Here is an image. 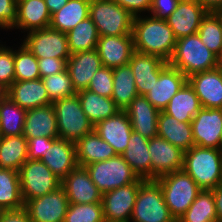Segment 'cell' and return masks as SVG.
Wrapping results in <instances>:
<instances>
[{
  "mask_svg": "<svg viewBox=\"0 0 222 222\" xmlns=\"http://www.w3.org/2000/svg\"><path fill=\"white\" fill-rule=\"evenodd\" d=\"M203 190L222 184V149L194 145L184 152L183 168Z\"/></svg>",
  "mask_w": 222,
  "mask_h": 222,
  "instance_id": "cell-2",
  "label": "cell"
},
{
  "mask_svg": "<svg viewBox=\"0 0 222 222\" xmlns=\"http://www.w3.org/2000/svg\"><path fill=\"white\" fill-rule=\"evenodd\" d=\"M3 211H4V210L0 207V216H1V214H2Z\"/></svg>",
  "mask_w": 222,
  "mask_h": 222,
  "instance_id": "cell-58",
  "label": "cell"
},
{
  "mask_svg": "<svg viewBox=\"0 0 222 222\" xmlns=\"http://www.w3.org/2000/svg\"><path fill=\"white\" fill-rule=\"evenodd\" d=\"M14 70L15 81L40 79L38 59L23 43L14 51Z\"/></svg>",
  "mask_w": 222,
  "mask_h": 222,
  "instance_id": "cell-41",
  "label": "cell"
},
{
  "mask_svg": "<svg viewBox=\"0 0 222 222\" xmlns=\"http://www.w3.org/2000/svg\"><path fill=\"white\" fill-rule=\"evenodd\" d=\"M149 139L132 131L126 150L121 154L137 176L151 180V158L149 155Z\"/></svg>",
  "mask_w": 222,
  "mask_h": 222,
  "instance_id": "cell-29",
  "label": "cell"
},
{
  "mask_svg": "<svg viewBox=\"0 0 222 222\" xmlns=\"http://www.w3.org/2000/svg\"><path fill=\"white\" fill-rule=\"evenodd\" d=\"M14 81V50L0 45V85L8 89Z\"/></svg>",
  "mask_w": 222,
  "mask_h": 222,
  "instance_id": "cell-45",
  "label": "cell"
},
{
  "mask_svg": "<svg viewBox=\"0 0 222 222\" xmlns=\"http://www.w3.org/2000/svg\"><path fill=\"white\" fill-rule=\"evenodd\" d=\"M8 96V89L0 85V103Z\"/></svg>",
  "mask_w": 222,
  "mask_h": 222,
  "instance_id": "cell-55",
  "label": "cell"
},
{
  "mask_svg": "<svg viewBox=\"0 0 222 222\" xmlns=\"http://www.w3.org/2000/svg\"><path fill=\"white\" fill-rule=\"evenodd\" d=\"M138 95L132 68L129 63L113 68V94L111 99L121 109L125 108Z\"/></svg>",
  "mask_w": 222,
  "mask_h": 222,
  "instance_id": "cell-35",
  "label": "cell"
},
{
  "mask_svg": "<svg viewBox=\"0 0 222 222\" xmlns=\"http://www.w3.org/2000/svg\"><path fill=\"white\" fill-rule=\"evenodd\" d=\"M130 221L176 222L166 205L160 184L144 180L140 185Z\"/></svg>",
  "mask_w": 222,
  "mask_h": 222,
  "instance_id": "cell-8",
  "label": "cell"
},
{
  "mask_svg": "<svg viewBox=\"0 0 222 222\" xmlns=\"http://www.w3.org/2000/svg\"><path fill=\"white\" fill-rule=\"evenodd\" d=\"M204 45L218 58L222 54V28L216 12L207 13L197 31Z\"/></svg>",
  "mask_w": 222,
  "mask_h": 222,
  "instance_id": "cell-40",
  "label": "cell"
},
{
  "mask_svg": "<svg viewBox=\"0 0 222 222\" xmlns=\"http://www.w3.org/2000/svg\"><path fill=\"white\" fill-rule=\"evenodd\" d=\"M0 222H32L25 207L21 209L4 210Z\"/></svg>",
  "mask_w": 222,
  "mask_h": 222,
  "instance_id": "cell-51",
  "label": "cell"
},
{
  "mask_svg": "<svg viewBox=\"0 0 222 222\" xmlns=\"http://www.w3.org/2000/svg\"><path fill=\"white\" fill-rule=\"evenodd\" d=\"M141 183L134 182L102 194L105 222H130Z\"/></svg>",
  "mask_w": 222,
  "mask_h": 222,
  "instance_id": "cell-11",
  "label": "cell"
},
{
  "mask_svg": "<svg viewBox=\"0 0 222 222\" xmlns=\"http://www.w3.org/2000/svg\"><path fill=\"white\" fill-rule=\"evenodd\" d=\"M191 127L196 146L222 149V109L201 108Z\"/></svg>",
  "mask_w": 222,
  "mask_h": 222,
  "instance_id": "cell-13",
  "label": "cell"
},
{
  "mask_svg": "<svg viewBox=\"0 0 222 222\" xmlns=\"http://www.w3.org/2000/svg\"><path fill=\"white\" fill-rule=\"evenodd\" d=\"M38 68L40 78L54 75L55 73L66 70L67 59H57L53 57L38 59Z\"/></svg>",
  "mask_w": 222,
  "mask_h": 222,
  "instance_id": "cell-48",
  "label": "cell"
},
{
  "mask_svg": "<svg viewBox=\"0 0 222 222\" xmlns=\"http://www.w3.org/2000/svg\"><path fill=\"white\" fill-rule=\"evenodd\" d=\"M69 0H45L50 14L57 12L61 9Z\"/></svg>",
  "mask_w": 222,
  "mask_h": 222,
  "instance_id": "cell-54",
  "label": "cell"
},
{
  "mask_svg": "<svg viewBox=\"0 0 222 222\" xmlns=\"http://www.w3.org/2000/svg\"><path fill=\"white\" fill-rule=\"evenodd\" d=\"M42 161L62 181L70 171L78 166L75 143L58 138Z\"/></svg>",
  "mask_w": 222,
  "mask_h": 222,
  "instance_id": "cell-30",
  "label": "cell"
},
{
  "mask_svg": "<svg viewBox=\"0 0 222 222\" xmlns=\"http://www.w3.org/2000/svg\"><path fill=\"white\" fill-rule=\"evenodd\" d=\"M64 222H105L102 203H69Z\"/></svg>",
  "mask_w": 222,
  "mask_h": 222,
  "instance_id": "cell-43",
  "label": "cell"
},
{
  "mask_svg": "<svg viewBox=\"0 0 222 222\" xmlns=\"http://www.w3.org/2000/svg\"><path fill=\"white\" fill-rule=\"evenodd\" d=\"M8 97L26 111L53 103L41 78L14 81L8 88Z\"/></svg>",
  "mask_w": 222,
  "mask_h": 222,
  "instance_id": "cell-25",
  "label": "cell"
},
{
  "mask_svg": "<svg viewBox=\"0 0 222 222\" xmlns=\"http://www.w3.org/2000/svg\"><path fill=\"white\" fill-rule=\"evenodd\" d=\"M23 44L37 59H68L71 55L67 34L50 27L28 32Z\"/></svg>",
  "mask_w": 222,
  "mask_h": 222,
  "instance_id": "cell-10",
  "label": "cell"
},
{
  "mask_svg": "<svg viewBox=\"0 0 222 222\" xmlns=\"http://www.w3.org/2000/svg\"><path fill=\"white\" fill-rule=\"evenodd\" d=\"M202 108L194 89L186 82L170 99L164 113L173 116L179 122H192L193 117Z\"/></svg>",
  "mask_w": 222,
  "mask_h": 222,
  "instance_id": "cell-31",
  "label": "cell"
},
{
  "mask_svg": "<svg viewBox=\"0 0 222 222\" xmlns=\"http://www.w3.org/2000/svg\"><path fill=\"white\" fill-rule=\"evenodd\" d=\"M57 139L43 136L28 139V159L42 160L45 158Z\"/></svg>",
  "mask_w": 222,
  "mask_h": 222,
  "instance_id": "cell-46",
  "label": "cell"
},
{
  "mask_svg": "<svg viewBox=\"0 0 222 222\" xmlns=\"http://www.w3.org/2000/svg\"><path fill=\"white\" fill-rule=\"evenodd\" d=\"M122 8L127 10L134 17L139 16L141 12L150 11L152 0H112ZM140 13V14H139Z\"/></svg>",
  "mask_w": 222,
  "mask_h": 222,
  "instance_id": "cell-50",
  "label": "cell"
},
{
  "mask_svg": "<svg viewBox=\"0 0 222 222\" xmlns=\"http://www.w3.org/2000/svg\"><path fill=\"white\" fill-rule=\"evenodd\" d=\"M17 20V0H0V27L13 29Z\"/></svg>",
  "mask_w": 222,
  "mask_h": 222,
  "instance_id": "cell-47",
  "label": "cell"
},
{
  "mask_svg": "<svg viewBox=\"0 0 222 222\" xmlns=\"http://www.w3.org/2000/svg\"><path fill=\"white\" fill-rule=\"evenodd\" d=\"M26 110L14 103L8 96L0 103V135L23 134Z\"/></svg>",
  "mask_w": 222,
  "mask_h": 222,
  "instance_id": "cell-39",
  "label": "cell"
},
{
  "mask_svg": "<svg viewBox=\"0 0 222 222\" xmlns=\"http://www.w3.org/2000/svg\"><path fill=\"white\" fill-rule=\"evenodd\" d=\"M75 146L76 161L81 167L105 161L117 155L113 147L104 141L95 130L83 136L75 143Z\"/></svg>",
  "mask_w": 222,
  "mask_h": 222,
  "instance_id": "cell-28",
  "label": "cell"
},
{
  "mask_svg": "<svg viewBox=\"0 0 222 222\" xmlns=\"http://www.w3.org/2000/svg\"><path fill=\"white\" fill-rule=\"evenodd\" d=\"M103 66L116 68L129 63L134 50L133 36H100L96 45Z\"/></svg>",
  "mask_w": 222,
  "mask_h": 222,
  "instance_id": "cell-19",
  "label": "cell"
},
{
  "mask_svg": "<svg viewBox=\"0 0 222 222\" xmlns=\"http://www.w3.org/2000/svg\"><path fill=\"white\" fill-rule=\"evenodd\" d=\"M168 63L187 78L195 73L219 67V58L201 41L198 33L176 40V47Z\"/></svg>",
  "mask_w": 222,
  "mask_h": 222,
  "instance_id": "cell-3",
  "label": "cell"
},
{
  "mask_svg": "<svg viewBox=\"0 0 222 222\" xmlns=\"http://www.w3.org/2000/svg\"><path fill=\"white\" fill-rule=\"evenodd\" d=\"M94 130L104 141L113 147L118 155H121L126 150L133 131L130 119L124 110L98 122L94 126Z\"/></svg>",
  "mask_w": 222,
  "mask_h": 222,
  "instance_id": "cell-21",
  "label": "cell"
},
{
  "mask_svg": "<svg viewBox=\"0 0 222 222\" xmlns=\"http://www.w3.org/2000/svg\"><path fill=\"white\" fill-rule=\"evenodd\" d=\"M50 21L45 0H17V20L13 28L31 32L49 27Z\"/></svg>",
  "mask_w": 222,
  "mask_h": 222,
  "instance_id": "cell-26",
  "label": "cell"
},
{
  "mask_svg": "<svg viewBox=\"0 0 222 222\" xmlns=\"http://www.w3.org/2000/svg\"><path fill=\"white\" fill-rule=\"evenodd\" d=\"M24 204L61 186V180L42 160L28 159L18 170Z\"/></svg>",
  "mask_w": 222,
  "mask_h": 222,
  "instance_id": "cell-9",
  "label": "cell"
},
{
  "mask_svg": "<svg viewBox=\"0 0 222 222\" xmlns=\"http://www.w3.org/2000/svg\"><path fill=\"white\" fill-rule=\"evenodd\" d=\"M52 105L56 113L60 139L76 143L94 130V125L84 113L77 94L57 99Z\"/></svg>",
  "mask_w": 222,
  "mask_h": 222,
  "instance_id": "cell-5",
  "label": "cell"
},
{
  "mask_svg": "<svg viewBox=\"0 0 222 222\" xmlns=\"http://www.w3.org/2000/svg\"><path fill=\"white\" fill-rule=\"evenodd\" d=\"M0 207L3 210L24 207L18 171L0 168Z\"/></svg>",
  "mask_w": 222,
  "mask_h": 222,
  "instance_id": "cell-36",
  "label": "cell"
},
{
  "mask_svg": "<svg viewBox=\"0 0 222 222\" xmlns=\"http://www.w3.org/2000/svg\"><path fill=\"white\" fill-rule=\"evenodd\" d=\"M187 82V77L168 64L159 74L158 80L145 95L147 100L159 111H163L170 99Z\"/></svg>",
  "mask_w": 222,
  "mask_h": 222,
  "instance_id": "cell-20",
  "label": "cell"
},
{
  "mask_svg": "<svg viewBox=\"0 0 222 222\" xmlns=\"http://www.w3.org/2000/svg\"><path fill=\"white\" fill-rule=\"evenodd\" d=\"M27 140L35 137L59 138L57 118L52 104L26 111L23 134Z\"/></svg>",
  "mask_w": 222,
  "mask_h": 222,
  "instance_id": "cell-24",
  "label": "cell"
},
{
  "mask_svg": "<svg viewBox=\"0 0 222 222\" xmlns=\"http://www.w3.org/2000/svg\"><path fill=\"white\" fill-rule=\"evenodd\" d=\"M169 63L161 57L134 51L129 65L132 68L138 95H146Z\"/></svg>",
  "mask_w": 222,
  "mask_h": 222,
  "instance_id": "cell-18",
  "label": "cell"
},
{
  "mask_svg": "<svg viewBox=\"0 0 222 222\" xmlns=\"http://www.w3.org/2000/svg\"><path fill=\"white\" fill-rule=\"evenodd\" d=\"M212 194L215 200L217 221L222 222V184L212 189Z\"/></svg>",
  "mask_w": 222,
  "mask_h": 222,
  "instance_id": "cell-52",
  "label": "cell"
},
{
  "mask_svg": "<svg viewBox=\"0 0 222 222\" xmlns=\"http://www.w3.org/2000/svg\"><path fill=\"white\" fill-rule=\"evenodd\" d=\"M69 201L63 187L32 200L24 207L32 222H64Z\"/></svg>",
  "mask_w": 222,
  "mask_h": 222,
  "instance_id": "cell-12",
  "label": "cell"
},
{
  "mask_svg": "<svg viewBox=\"0 0 222 222\" xmlns=\"http://www.w3.org/2000/svg\"><path fill=\"white\" fill-rule=\"evenodd\" d=\"M84 167L102 194L134 182L144 181L137 176L123 156L118 154L105 161L95 162Z\"/></svg>",
  "mask_w": 222,
  "mask_h": 222,
  "instance_id": "cell-6",
  "label": "cell"
},
{
  "mask_svg": "<svg viewBox=\"0 0 222 222\" xmlns=\"http://www.w3.org/2000/svg\"><path fill=\"white\" fill-rule=\"evenodd\" d=\"M28 160V140L24 135L0 138V168L18 171Z\"/></svg>",
  "mask_w": 222,
  "mask_h": 222,
  "instance_id": "cell-34",
  "label": "cell"
},
{
  "mask_svg": "<svg viewBox=\"0 0 222 222\" xmlns=\"http://www.w3.org/2000/svg\"><path fill=\"white\" fill-rule=\"evenodd\" d=\"M88 90L103 97H112L113 94V69L102 66L90 80Z\"/></svg>",
  "mask_w": 222,
  "mask_h": 222,
  "instance_id": "cell-44",
  "label": "cell"
},
{
  "mask_svg": "<svg viewBox=\"0 0 222 222\" xmlns=\"http://www.w3.org/2000/svg\"><path fill=\"white\" fill-rule=\"evenodd\" d=\"M219 64H222V54L219 57Z\"/></svg>",
  "mask_w": 222,
  "mask_h": 222,
  "instance_id": "cell-57",
  "label": "cell"
},
{
  "mask_svg": "<svg viewBox=\"0 0 222 222\" xmlns=\"http://www.w3.org/2000/svg\"><path fill=\"white\" fill-rule=\"evenodd\" d=\"M148 149L151 158V180L183 168L184 151L164 138L156 136L149 139Z\"/></svg>",
  "mask_w": 222,
  "mask_h": 222,
  "instance_id": "cell-14",
  "label": "cell"
},
{
  "mask_svg": "<svg viewBox=\"0 0 222 222\" xmlns=\"http://www.w3.org/2000/svg\"><path fill=\"white\" fill-rule=\"evenodd\" d=\"M103 66L99 53L94 50L71 54L67 59V70L76 92L87 89L90 80Z\"/></svg>",
  "mask_w": 222,
  "mask_h": 222,
  "instance_id": "cell-23",
  "label": "cell"
},
{
  "mask_svg": "<svg viewBox=\"0 0 222 222\" xmlns=\"http://www.w3.org/2000/svg\"><path fill=\"white\" fill-rule=\"evenodd\" d=\"M177 222H218L212 189H203Z\"/></svg>",
  "mask_w": 222,
  "mask_h": 222,
  "instance_id": "cell-38",
  "label": "cell"
},
{
  "mask_svg": "<svg viewBox=\"0 0 222 222\" xmlns=\"http://www.w3.org/2000/svg\"><path fill=\"white\" fill-rule=\"evenodd\" d=\"M41 79L52 102L57 99L74 96L77 93L74 90L72 80L70 79L67 69Z\"/></svg>",
  "mask_w": 222,
  "mask_h": 222,
  "instance_id": "cell-42",
  "label": "cell"
},
{
  "mask_svg": "<svg viewBox=\"0 0 222 222\" xmlns=\"http://www.w3.org/2000/svg\"><path fill=\"white\" fill-rule=\"evenodd\" d=\"M69 203H102V193L93 183L85 167L77 166L61 181Z\"/></svg>",
  "mask_w": 222,
  "mask_h": 222,
  "instance_id": "cell-15",
  "label": "cell"
},
{
  "mask_svg": "<svg viewBox=\"0 0 222 222\" xmlns=\"http://www.w3.org/2000/svg\"><path fill=\"white\" fill-rule=\"evenodd\" d=\"M76 94L84 113L94 126L121 111L111 98L103 97L88 89L78 91Z\"/></svg>",
  "mask_w": 222,
  "mask_h": 222,
  "instance_id": "cell-32",
  "label": "cell"
},
{
  "mask_svg": "<svg viewBox=\"0 0 222 222\" xmlns=\"http://www.w3.org/2000/svg\"><path fill=\"white\" fill-rule=\"evenodd\" d=\"M157 136L164 138L184 152L195 145L191 123L179 122L163 111H160L158 116Z\"/></svg>",
  "mask_w": 222,
  "mask_h": 222,
  "instance_id": "cell-27",
  "label": "cell"
},
{
  "mask_svg": "<svg viewBox=\"0 0 222 222\" xmlns=\"http://www.w3.org/2000/svg\"><path fill=\"white\" fill-rule=\"evenodd\" d=\"M156 181L161 186L164 201L176 222L202 191L183 169L161 176Z\"/></svg>",
  "mask_w": 222,
  "mask_h": 222,
  "instance_id": "cell-4",
  "label": "cell"
},
{
  "mask_svg": "<svg viewBox=\"0 0 222 222\" xmlns=\"http://www.w3.org/2000/svg\"><path fill=\"white\" fill-rule=\"evenodd\" d=\"M202 108L222 109V69L219 67L195 73L187 78Z\"/></svg>",
  "mask_w": 222,
  "mask_h": 222,
  "instance_id": "cell-16",
  "label": "cell"
},
{
  "mask_svg": "<svg viewBox=\"0 0 222 222\" xmlns=\"http://www.w3.org/2000/svg\"><path fill=\"white\" fill-rule=\"evenodd\" d=\"M99 37L97 27L90 17L81 21L67 33L70 54L96 49Z\"/></svg>",
  "mask_w": 222,
  "mask_h": 222,
  "instance_id": "cell-37",
  "label": "cell"
},
{
  "mask_svg": "<svg viewBox=\"0 0 222 222\" xmlns=\"http://www.w3.org/2000/svg\"><path fill=\"white\" fill-rule=\"evenodd\" d=\"M180 0H152L151 16L156 19H167L176 9Z\"/></svg>",
  "mask_w": 222,
  "mask_h": 222,
  "instance_id": "cell-49",
  "label": "cell"
},
{
  "mask_svg": "<svg viewBox=\"0 0 222 222\" xmlns=\"http://www.w3.org/2000/svg\"><path fill=\"white\" fill-rule=\"evenodd\" d=\"M132 130L147 139L157 136V123L160 111L144 95H137L124 110Z\"/></svg>",
  "mask_w": 222,
  "mask_h": 222,
  "instance_id": "cell-22",
  "label": "cell"
},
{
  "mask_svg": "<svg viewBox=\"0 0 222 222\" xmlns=\"http://www.w3.org/2000/svg\"><path fill=\"white\" fill-rule=\"evenodd\" d=\"M89 17L99 36L132 34L134 16L112 0H90Z\"/></svg>",
  "mask_w": 222,
  "mask_h": 222,
  "instance_id": "cell-7",
  "label": "cell"
},
{
  "mask_svg": "<svg viewBox=\"0 0 222 222\" xmlns=\"http://www.w3.org/2000/svg\"><path fill=\"white\" fill-rule=\"evenodd\" d=\"M208 12L196 0H180L166 19L176 39L196 34L201 20Z\"/></svg>",
  "mask_w": 222,
  "mask_h": 222,
  "instance_id": "cell-17",
  "label": "cell"
},
{
  "mask_svg": "<svg viewBox=\"0 0 222 222\" xmlns=\"http://www.w3.org/2000/svg\"><path fill=\"white\" fill-rule=\"evenodd\" d=\"M132 36L135 51L157 55L167 62L172 58L177 39L166 19L136 16Z\"/></svg>",
  "mask_w": 222,
  "mask_h": 222,
  "instance_id": "cell-1",
  "label": "cell"
},
{
  "mask_svg": "<svg viewBox=\"0 0 222 222\" xmlns=\"http://www.w3.org/2000/svg\"><path fill=\"white\" fill-rule=\"evenodd\" d=\"M216 13H217L218 16H219V22H220L221 28H222V10H219V11H217Z\"/></svg>",
  "mask_w": 222,
  "mask_h": 222,
  "instance_id": "cell-56",
  "label": "cell"
},
{
  "mask_svg": "<svg viewBox=\"0 0 222 222\" xmlns=\"http://www.w3.org/2000/svg\"><path fill=\"white\" fill-rule=\"evenodd\" d=\"M208 13L222 10V0H196Z\"/></svg>",
  "mask_w": 222,
  "mask_h": 222,
  "instance_id": "cell-53",
  "label": "cell"
},
{
  "mask_svg": "<svg viewBox=\"0 0 222 222\" xmlns=\"http://www.w3.org/2000/svg\"><path fill=\"white\" fill-rule=\"evenodd\" d=\"M90 0H69L51 15L49 27L68 33L78 23L89 17Z\"/></svg>",
  "mask_w": 222,
  "mask_h": 222,
  "instance_id": "cell-33",
  "label": "cell"
}]
</instances>
